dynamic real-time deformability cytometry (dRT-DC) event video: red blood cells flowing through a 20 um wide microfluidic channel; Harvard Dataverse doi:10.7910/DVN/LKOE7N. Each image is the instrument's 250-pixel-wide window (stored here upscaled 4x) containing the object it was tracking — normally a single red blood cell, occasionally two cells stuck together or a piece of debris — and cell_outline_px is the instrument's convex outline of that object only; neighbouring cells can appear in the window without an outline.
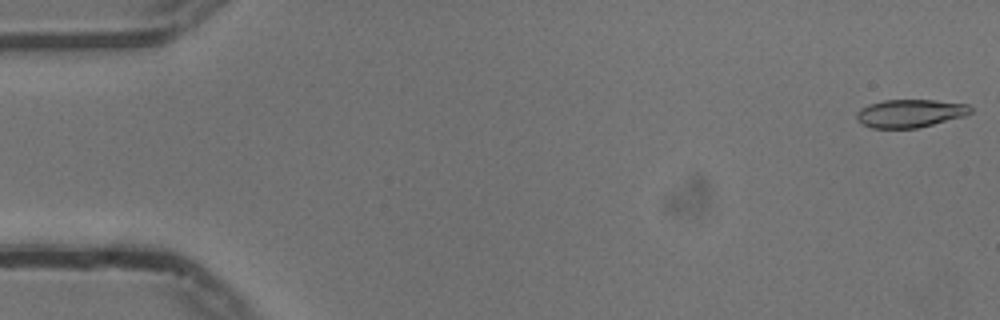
{"species": "common noctule bat (a hibernating species)", "species_latin": "Nyctalus noctula", "temperature_condition": "cold", "stored_images_in_passage": 49, "camera_frame_rate_fps": 3000, "um_per_image_px": 0.085, "animal": {"sex": "male", "body_mass_g": 13.3}, "frame": {"image": 1, "passage_image": 1, "time_ms": 0.0, "image_size_px": [1000, 320], "cell_outline_px": [[972, 112], [964, 116], [916, 128], [872, 128], [864, 124], [856, 116], [856, 112], [860, 108], [868, 104], [884, 100], [932, 100], [968, 104], [972, 108]], "centroid_in_image_um": [77.36, 9.62], "position_along_channel_um": 7.6, "area_um2": 18.44}}
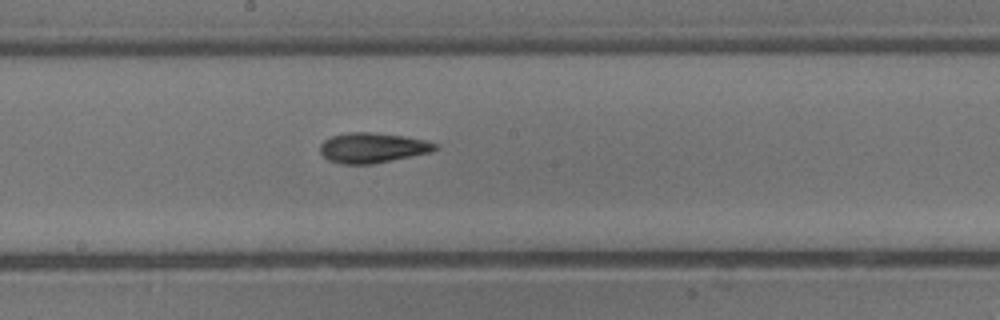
{"frame": {"image": 2, "passage_image": 29, "time_ms": 9.333, "image_size_px": [1000, 320], "cell_outline_px": [[440, 148], [432, 152], [372, 164], [340, 164], [328, 160], [320, 152], [320, 144], [324, 140], [332, 136], [348, 132], [372, 132], [404, 136], [424, 140], [440, 144]], "centroid_in_image_um": [31.69, 12.56], "position_along_channel_um": 216.5, "area_um2": 20.35}}
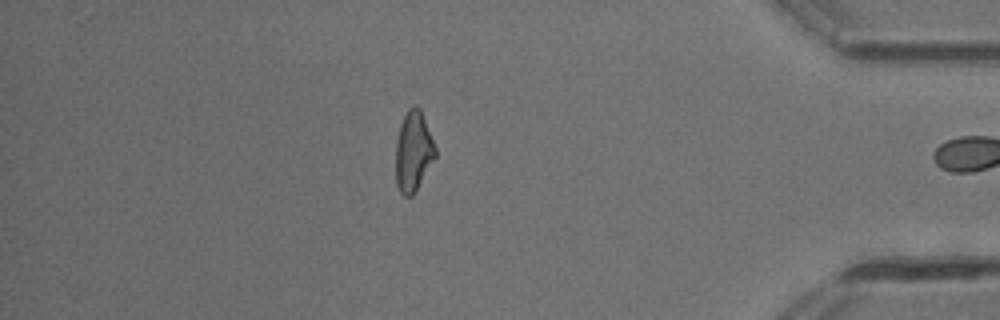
{"frame": {"image": 3, "passage_image": 47, "time_ms": 15.333, "image_size_px": [1000, 320], "cell_outline_px": [[436, 156], [412, 196], [404, 196], [400, 192], [396, 184], [396, 140], [400, 124], [408, 108], [412, 104], [416, 104], [420, 108], [436, 148]], "centroid_in_image_um": [35.12, 12.84], "position_along_channel_um": 400.1, "area_um2": 18.44}, "authors_computed_cell_mechanics": {"area_um2": 19.1896, "velocity_mm_per_s": 3.7548, "shape_relaxation_time_tau1_ms": 4.5773, "shape_relaxation_time_tau2_ms": 4.0826, "deformation_change_tau1": 0.1604, "deformation_change_tau2": 0.1314}}